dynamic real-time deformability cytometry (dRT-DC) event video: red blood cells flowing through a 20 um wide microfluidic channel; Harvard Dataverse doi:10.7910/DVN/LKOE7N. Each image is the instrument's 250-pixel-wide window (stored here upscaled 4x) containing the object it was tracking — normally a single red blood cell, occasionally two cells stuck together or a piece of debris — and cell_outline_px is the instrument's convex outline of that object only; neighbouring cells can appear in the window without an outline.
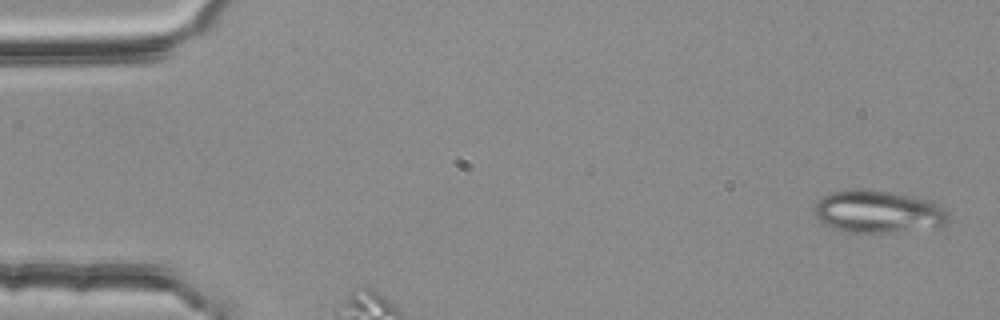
{"species": "common noctule bat (a hibernating species)", "species_latin": "Nyctalus noctula", "temperature_condition": "room temperature", "stored_images_in_passage": 2, "camera_frame_rate_fps": 3000, "um_per_image_px": 0.085, "animal": {"sex": "female", "body_mass_g": 25.1}, "frame": {"image": 1, "passage_image": 1, "time_ms": 0.0, "image_size_px": [1000, 320], "cell_outline_px": [[948, 220], [944, 224], [892, 232], [848, 232], [832, 228], [824, 224], [816, 216], [816, 204], [820, 196], [832, 192], [856, 188], [872, 188], [916, 196], [932, 200], [940, 204], [948, 212]], "centroid_in_image_um": [74.62, 17.94], "position_along_channel_um": 10.4, "area_um2": 33.29}}